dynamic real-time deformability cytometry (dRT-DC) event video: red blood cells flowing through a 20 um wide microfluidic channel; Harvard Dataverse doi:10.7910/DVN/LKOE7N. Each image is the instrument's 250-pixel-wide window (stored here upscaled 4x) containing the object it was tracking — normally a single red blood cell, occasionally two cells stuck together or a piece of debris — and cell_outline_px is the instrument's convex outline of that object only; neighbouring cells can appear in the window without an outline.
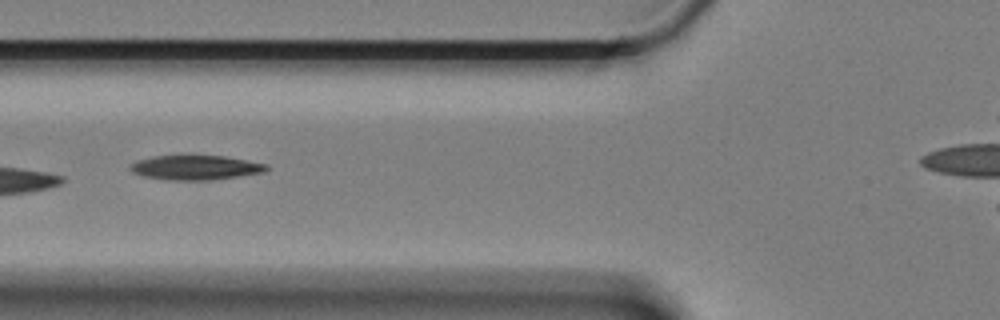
{"species": "Egyptian fruit bat (a non-hibernating species)", "species_latin": "Rousettus aegyptiacus", "temperature_condition": "cold", "stored_images_in_passage": 31, "camera_frame_rate_fps": 3000, "um_per_image_px": 0.085, "animal": {"sex": "female"}, "frame": {"image": 1, "passage_image": 5, "time_ms": 1.333, "image_size_px": [1000, 320], "cell_outline_px": [[268, 168], [264, 172], [212, 180], [168, 180], [144, 176], [132, 172], [128, 168], [128, 164], [136, 160], [152, 156], [192, 152], [224, 156], [268, 164]], "centroid_in_image_um": [16.54, 14.19], "position_along_channel_um": 109.3, "area_um2": 20.52}, "authors_computed_cell_mechanics": {"area_um2": 22.4842, "velocity_mm_per_s": 3.3097, "shape_relaxation_time_tau1_ms": 6.8471, "shape_relaxation_time_tau2_ms": 5.1196, "deformation_change_tau1": 0.1975, "deformation_change_tau2": 0.13}}